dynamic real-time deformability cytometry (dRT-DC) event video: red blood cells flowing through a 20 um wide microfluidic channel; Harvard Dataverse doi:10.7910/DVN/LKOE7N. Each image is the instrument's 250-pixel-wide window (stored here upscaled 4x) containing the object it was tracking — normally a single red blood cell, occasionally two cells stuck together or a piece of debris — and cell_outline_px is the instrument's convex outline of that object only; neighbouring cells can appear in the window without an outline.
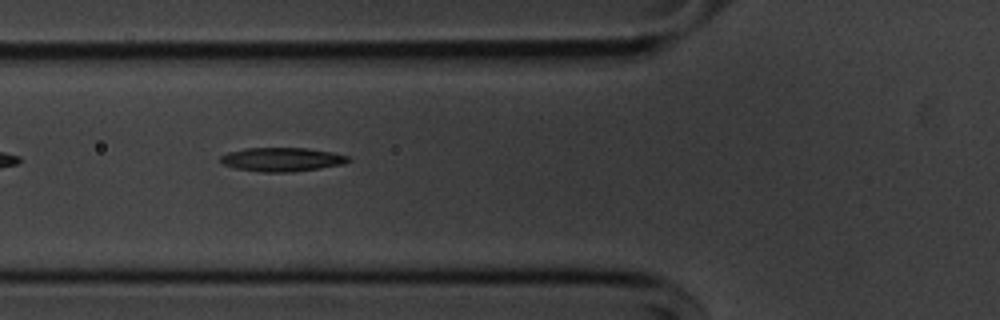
{"species": "common noctule bat (a hibernating species)", "species_latin": "Nyctalus noctula", "temperature_condition": "cold", "stored_images_in_passage": 39, "camera_frame_rate_fps": 3000, "um_per_image_px": 0.085, "animal": {"sex": "male", "body_mass_g": 20.1, "forearm_length_mm": 53.5}, "frame": {"image": 1, "passage_image": 5, "time_ms": 1.333, "image_size_px": [1000, 320], "cell_outline_px": [[352, 160], [344, 164], [320, 168], [292, 172], [260, 172], [236, 168], [224, 164], [220, 160], [220, 156], [228, 152], [244, 148], [308, 148], [332, 152], [348, 156]], "centroid_in_image_um": [23.98, 13.55], "position_along_channel_um": 101.8, "area_um2": 17.8}}
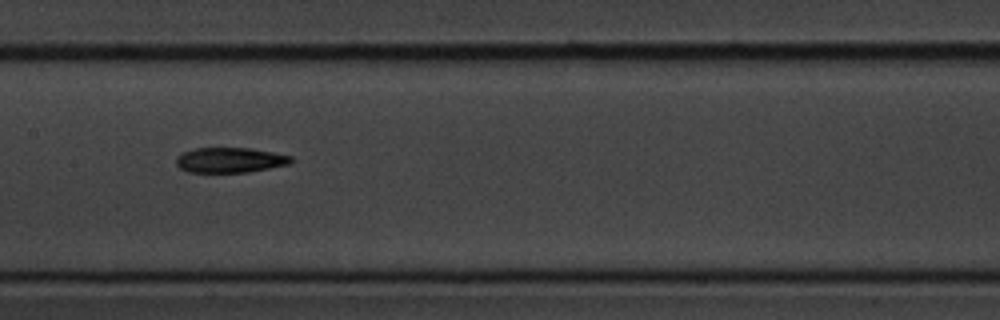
{"frame": {"image": 2, "passage_image": 12, "time_ms": 3.667, "image_size_px": [1000, 320], "cell_outline_px": [[292, 160], [288, 164], [248, 172], [188, 172], [180, 168], [176, 164], [176, 156], [180, 152], [196, 148], [248, 148], [272, 152], [292, 156]], "centroid_in_image_um": [19.49, 13.6], "position_along_channel_um": 187.9, "area_um2": 16.76}}
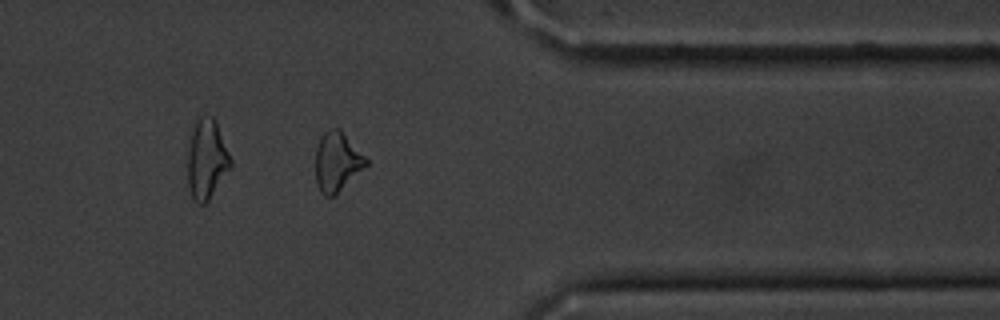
{"frame": {"image": 3, "passage_image": 29, "time_ms": 9.333, "image_size_px": [1000, 320], "cell_outline_px": [[368, 164], [336, 196], [324, 196], [320, 192], [316, 184], [316, 148], [320, 136], [324, 132], [332, 128], [340, 128], [368, 160]], "centroid_in_image_um": [28.64, 13.77], "position_along_channel_um": 382.8, "area_um2": 17.63}}